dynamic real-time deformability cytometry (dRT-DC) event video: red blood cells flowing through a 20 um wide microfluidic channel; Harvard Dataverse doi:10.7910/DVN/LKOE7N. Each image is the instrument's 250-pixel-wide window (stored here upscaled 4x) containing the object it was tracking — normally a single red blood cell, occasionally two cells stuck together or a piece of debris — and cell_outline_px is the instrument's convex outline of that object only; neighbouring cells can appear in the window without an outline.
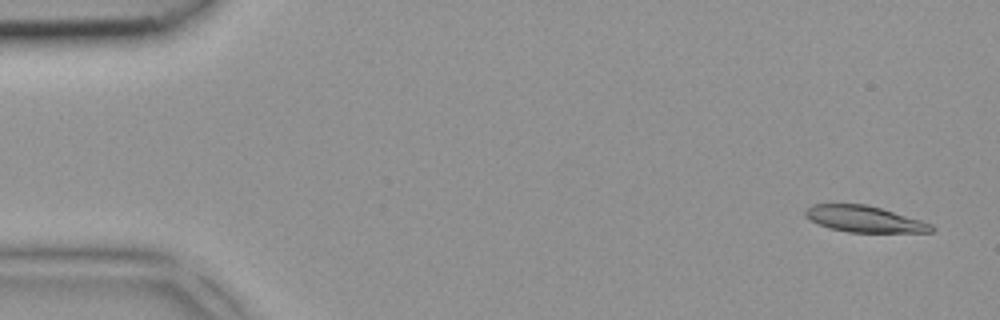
{"species": "common noctule bat (a hibernating species)", "species_latin": "Nyctalus noctula", "temperature_condition": "room temperature", "stored_images_in_passage": 5, "camera_frame_rate_fps": 3000, "um_per_image_px": 0.085, "animal": {"sex": "female", "body_mass_g": 18.4}, "frame": {"image": 1, "passage_image": 5, "time_ms": 1.333, "image_size_px": [1000, 320], "cell_outline_px": [[936, 228], [932, 232], [848, 232], [832, 228], [820, 224], [804, 216], [804, 208], [812, 204], [868, 204], [920, 220], [932, 224]], "centroid_in_image_um": [73.46, 18.61], "position_along_channel_um": 11.5, "area_um2": 19.19}}